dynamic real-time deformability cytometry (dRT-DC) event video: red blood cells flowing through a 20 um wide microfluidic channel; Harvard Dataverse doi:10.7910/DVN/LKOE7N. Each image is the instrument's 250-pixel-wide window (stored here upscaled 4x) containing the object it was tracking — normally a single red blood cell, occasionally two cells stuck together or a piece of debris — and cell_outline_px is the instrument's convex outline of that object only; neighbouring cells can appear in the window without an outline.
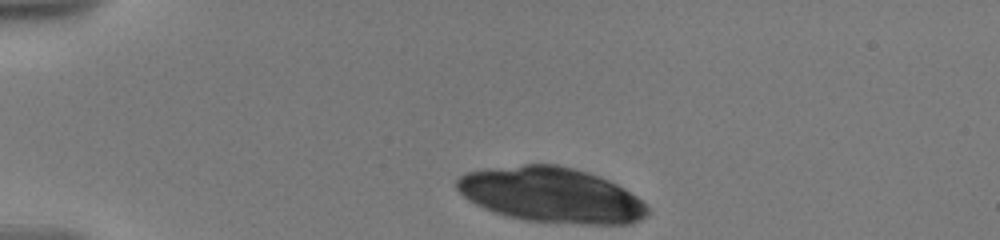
{"species": "human", "species_latin": "Homo sapiens", "temperature_condition": "warm", "stored_images_in_passage": 70, "camera_frame_rate_fps": 3000, "um_per_image_px": 0.085, "donor": {"sex": "male"}, "frame": {"image": 1, "passage_image": 1, "time_ms": 0.0, "image_size_px": [1000, 240], "cell_outline_px": [[648, 216], [632, 224], [580, 224], [524, 220], [504, 216], [492, 212], [468, 200], [456, 188], [456, 180], [464, 172], [488, 168], [524, 164], [556, 164], [588, 172], [600, 176], [624, 188], [636, 196], [648, 208]], "centroid_in_image_um": [46.84, 16.57], "position_along_channel_um": 38.2, "area_um2": 61.61}}